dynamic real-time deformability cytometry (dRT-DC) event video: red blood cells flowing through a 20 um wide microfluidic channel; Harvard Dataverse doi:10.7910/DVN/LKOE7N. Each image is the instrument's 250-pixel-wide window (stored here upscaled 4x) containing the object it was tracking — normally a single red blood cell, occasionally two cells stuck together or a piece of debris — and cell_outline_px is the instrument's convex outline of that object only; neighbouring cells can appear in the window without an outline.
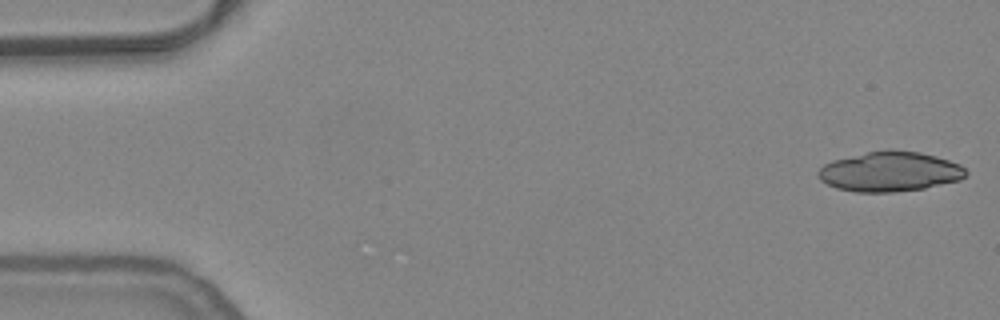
{"species": "common noctule bat (a hibernating species)", "species_latin": "Nyctalus noctula", "temperature_condition": "warm", "stored_images_in_passage": 52, "camera_frame_rate_fps": 3000, "um_per_image_px": 0.085, "animal": {"sex": "female", "body_mass_g": 24.6, "forearm_length_mm": 56.2}, "frame": {"image": 1, "passage_image": 1, "time_ms": 0.0, "image_size_px": [1000, 320], "cell_outline_px": [[968, 172], [960, 180], [924, 188], [896, 192], [856, 192], [836, 188], [820, 180], [816, 172], [824, 164], [832, 160], [868, 152], [888, 148], [920, 152], [936, 156], [960, 164]], "centroid_in_image_um": [75.62, 14.58], "position_along_channel_um": 9.4, "area_um2": 34.51}}